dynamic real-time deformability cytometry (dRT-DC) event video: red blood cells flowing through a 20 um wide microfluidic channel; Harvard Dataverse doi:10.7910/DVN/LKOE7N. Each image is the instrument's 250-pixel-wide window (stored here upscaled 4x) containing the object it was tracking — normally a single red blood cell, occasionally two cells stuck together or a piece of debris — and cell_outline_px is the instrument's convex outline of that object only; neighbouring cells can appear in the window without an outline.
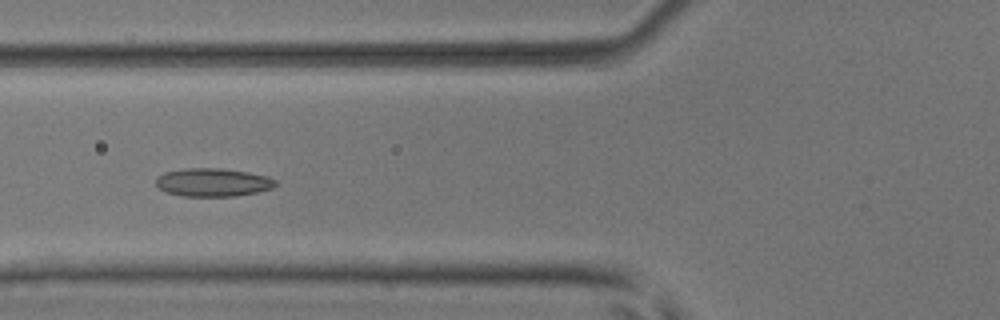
{"species": "common noctule bat (a hibernating species)", "species_latin": "Nyctalus noctula", "temperature_condition": "room temperature", "stored_images_in_passage": 51, "camera_frame_rate_fps": 3000, "um_per_image_px": 0.085, "animal": {"sex": "male", "body_mass_g": 17.9, "forearm_length_mm": 54.2}, "frame": {"image": 1, "passage_image": 20, "time_ms": 6.333, "image_size_px": [1000, 320], "cell_outline_px": [[280, 184], [272, 188], [256, 192], [236, 196], [180, 196], [164, 192], [156, 184], [156, 180], [164, 172], [184, 168], [220, 168], [248, 172], [268, 176], [276, 180]], "centroid_in_image_um": [18.12, 15.5], "position_along_channel_um": 107.7, "area_um2": 19.83}}
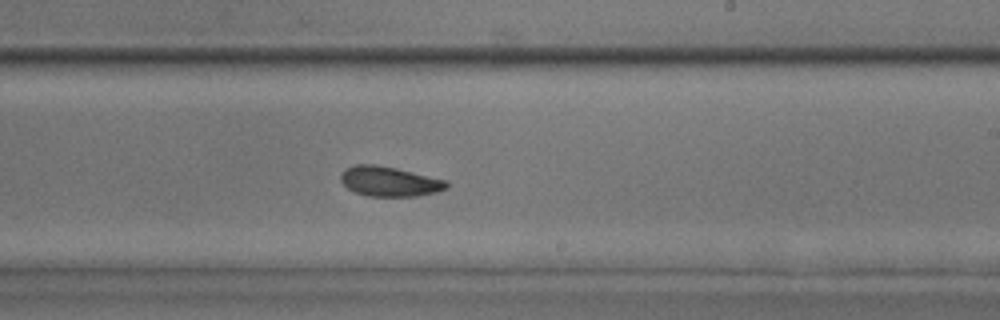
{"frame": {"image": 2, "passage_image": 31, "time_ms": 10.0, "image_size_px": [1000, 320], "cell_outline_px": [[448, 188], [436, 192], [416, 196], [368, 196], [356, 192], [348, 188], [340, 180], [340, 176], [344, 168], [356, 164], [376, 164], [396, 168], [448, 180]], "centroid_in_image_um": [33.11, 15.41], "position_along_channel_um": 255.9, "area_um2": 18.5}}
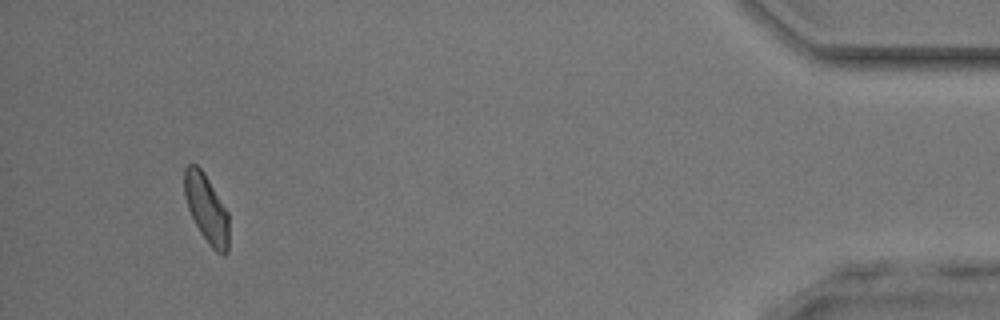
{"frame": {"image": 3, "passage_image": 48, "time_ms": 15.667, "image_size_px": [1000, 320], "cell_outline_px": [[228, 252], [224, 256], [216, 252], [208, 244], [200, 232], [188, 208], [184, 196], [184, 168], [188, 164], [196, 164], [204, 172], [228, 212]], "centroid_in_image_um": [17.55, 17.74], "position_along_channel_um": 417.7, "area_um2": 17.74}, "authors_computed_cell_mechanics": {"area_um2": 18.6116, "velocity_mm_per_s": 4.0611, "shape_relaxation_time_tau1_ms": null, "shape_relaxation_time_tau2_ms": 3.2641, "deformation_change_tau1": null, "deformation_change_tau2": 0.0827}}